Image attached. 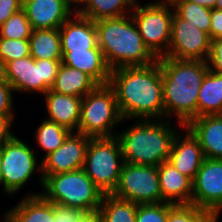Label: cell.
<instances>
[{"instance_id":"obj_8","label":"cell","mask_w":222,"mask_h":222,"mask_svg":"<svg viewBox=\"0 0 222 222\" xmlns=\"http://www.w3.org/2000/svg\"><path fill=\"white\" fill-rule=\"evenodd\" d=\"M124 163L121 145L116 136L90 139L83 170L103 194L113 193Z\"/></svg>"},{"instance_id":"obj_2","label":"cell","mask_w":222,"mask_h":222,"mask_svg":"<svg viewBox=\"0 0 222 222\" xmlns=\"http://www.w3.org/2000/svg\"><path fill=\"white\" fill-rule=\"evenodd\" d=\"M163 82L164 119L178 129L197 118L198 93L209 68L206 61L158 58Z\"/></svg>"},{"instance_id":"obj_22","label":"cell","mask_w":222,"mask_h":222,"mask_svg":"<svg viewBox=\"0 0 222 222\" xmlns=\"http://www.w3.org/2000/svg\"><path fill=\"white\" fill-rule=\"evenodd\" d=\"M6 222H52L54 203L41 194L24 195L13 207L2 213Z\"/></svg>"},{"instance_id":"obj_38","label":"cell","mask_w":222,"mask_h":222,"mask_svg":"<svg viewBox=\"0 0 222 222\" xmlns=\"http://www.w3.org/2000/svg\"><path fill=\"white\" fill-rule=\"evenodd\" d=\"M22 6L18 0H0V26L14 13L20 11Z\"/></svg>"},{"instance_id":"obj_11","label":"cell","mask_w":222,"mask_h":222,"mask_svg":"<svg viewBox=\"0 0 222 222\" xmlns=\"http://www.w3.org/2000/svg\"><path fill=\"white\" fill-rule=\"evenodd\" d=\"M112 195L138 205L162 203L158 166L125 162Z\"/></svg>"},{"instance_id":"obj_33","label":"cell","mask_w":222,"mask_h":222,"mask_svg":"<svg viewBox=\"0 0 222 222\" xmlns=\"http://www.w3.org/2000/svg\"><path fill=\"white\" fill-rule=\"evenodd\" d=\"M168 203L137 205L136 222H167Z\"/></svg>"},{"instance_id":"obj_25","label":"cell","mask_w":222,"mask_h":222,"mask_svg":"<svg viewBox=\"0 0 222 222\" xmlns=\"http://www.w3.org/2000/svg\"><path fill=\"white\" fill-rule=\"evenodd\" d=\"M197 117L222 114V75L208 71L198 93Z\"/></svg>"},{"instance_id":"obj_28","label":"cell","mask_w":222,"mask_h":222,"mask_svg":"<svg viewBox=\"0 0 222 222\" xmlns=\"http://www.w3.org/2000/svg\"><path fill=\"white\" fill-rule=\"evenodd\" d=\"M35 142L43 153L42 160L57 150L71 133L67 128L43 118L38 128H35Z\"/></svg>"},{"instance_id":"obj_47","label":"cell","mask_w":222,"mask_h":222,"mask_svg":"<svg viewBox=\"0 0 222 222\" xmlns=\"http://www.w3.org/2000/svg\"><path fill=\"white\" fill-rule=\"evenodd\" d=\"M156 1L161 2V3L173 4L176 0H156Z\"/></svg>"},{"instance_id":"obj_36","label":"cell","mask_w":222,"mask_h":222,"mask_svg":"<svg viewBox=\"0 0 222 222\" xmlns=\"http://www.w3.org/2000/svg\"><path fill=\"white\" fill-rule=\"evenodd\" d=\"M85 212L74 207L54 204L52 222H77Z\"/></svg>"},{"instance_id":"obj_45","label":"cell","mask_w":222,"mask_h":222,"mask_svg":"<svg viewBox=\"0 0 222 222\" xmlns=\"http://www.w3.org/2000/svg\"><path fill=\"white\" fill-rule=\"evenodd\" d=\"M0 187L3 188V177H2V168H1V153H0Z\"/></svg>"},{"instance_id":"obj_17","label":"cell","mask_w":222,"mask_h":222,"mask_svg":"<svg viewBox=\"0 0 222 222\" xmlns=\"http://www.w3.org/2000/svg\"><path fill=\"white\" fill-rule=\"evenodd\" d=\"M62 52L86 51L98 45L93 20L74 13L59 28Z\"/></svg>"},{"instance_id":"obj_3","label":"cell","mask_w":222,"mask_h":222,"mask_svg":"<svg viewBox=\"0 0 222 222\" xmlns=\"http://www.w3.org/2000/svg\"><path fill=\"white\" fill-rule=\"evenodd\" d=\"M94 23L98 46L111 70L146 66L158 60L144 44L131 14L103 18Z\"/></svg>"},{"instance_id":"obj_6","label":"cell","mask_w":222,"mask_h":222,"mask_svg":"<svg viewBox=\"0 0 222 222\" xmlns=\"http://www.w3.org/2000/svg\"><path fill=\"white\" fill-rule=\"evenodd\" d=\"M125 122L120 114L114 90L98 85L82 98L78 133L90 138H110L117 135L118 124Z\"/></svg>"},{"instance_id":"obj_14","label":"cell","mask_w":222,"mask_h":222,"mask_svg":"<svg viewBox=\"0 0 222 222\" xmlns=\"http://www.w3.org/2000/svg\"><path fill=\"white\" fill-rule=\"evenodd\" d=\"M90 139L84 134L71 132L57 150L41 160L43 180L49 175L83 169Z\"/></svg>"},{"instance_id":"obj_29","label":"cell","mask_w":222,"mask_h":222,"mask_svg":"<svg viewBox=\"0 0 222 222\" xmlns=\"http://www.w3.org/2000/svg\"><path fill=\"white\" fill-rule=\"evenodd\" d=\"M174 11L184 20L190 21L200 30L210 36L211 9L190 2L188 0H176L173 4Z\"/></svg>"},{"instance_id":"obj_37","label":"cell","mask_w":222,"mask_h":222,"mask_svg":"<svg viewBox=\"0 0 222 222\" xmlns=\"http://www.w3.org/2000/svg\"><path fill=\"white\" fill-rule=\"evenodd\" d=\"M17 114H0V148L7 141L12 139L15 134L12 132V125L15 124Z\"/></svg>"},{"instance_id":"obj_13","label":"cell","mask_w":222,"mask_h":222,"mask_svg":"<svg viewBox=\"0 0 222 222\" xmlns=\"http://www.w3.org/2000/svg\"><path fill=\"white\" fill-rule=\"evenodd\" d=\"M191 204L207 211L222 209V159H204L192 181Z\"/></svg>"},{"instance_id":"obj_32","label":"cell","mask_w":222,"mask_h":222,"mask_svg":"<svg viewBox=\"0 0 222 222\" xmlns=\"http://www.w3.org/2000/svg\"><path fill=\"white\" fill-rule=\"evenodd\" d=\"M207 210L195 205H173L168 203L167 222H197Z\"/></svg>"},{"instance_id":"obj_19","label":"cell","mask_w":222,"mask_h":222,"mask_svg":"<svg viewBox=\"0 0 222 222\" xmlns=\"http://www.w3.org/2000/svg\"><path fill=\"white\" fill-rule=\"evenodd\" d=\"M162 202L188 205L192 200V180L165 161L158 166Z\"/></svg>"},{"instance_id":"obj_49","label":"cell","mask_w":222,"mask_h":222,"mask_svg":"<svg viewBox=\"0 0 222 222\" xmlns=\"http://www.w3.org/2000/svg\"><path fill=\"white\" fill-rule=\"evenodd\" d=\"M0 215H1V214H0ZM0 218H2V219H0V222H6L4 216H3V217L0 216Z\"/></svg>"},{"instance_id":"obj_48","label":"cell","mask_w":222,"mask_h":222,"mask_svg":"<svg viewBox=\"0 0 222 222\" xmlns=\"http://www.w3.org/2000/svg\"><path fill=\"white\" fill-rule=\"evenodd\" d=\"M22 5H24L29 0H18Z\"/></svg>"},{"instance_id":"obj_9","label":"cell","mask_w":222,"mask_h":222,"mask_svg":"<svg viewBox=\"0 0 222 222\" xmlns=\"http://www.w3.org/2000/svg\"><path fill=\"white\" fill-rule=\"evenodd\" d=\"M142 4L140 0L137 2L131 16L150 52L157 59L164 57L171 42L174 7L156 0Z\"/></svg>"},{"instance_id":"obj_23","label":"cell","mask_w":222,"mask_h":222,"mask_svg":"<svg viewBox=\"0 0 222 222\" xmlns=\"http://www.w3.org/2000/svg\"><path fill=\"white\" fill-rule=\"evenodd\" d=\"M97 86L98 84L86 73L61 63L50 90L83 98Z\"/></svg>"},{"instance_id":"obj_1","label":"cell","mask_w":222,"mask_h":222,"mask_svg":"<svg viewBox=\"0 0 222 222\" xmlns=\"http://www.w3.org/2000/svg\"><path fill=\"white\" fill-rule=\"evenodd\" d=\"M108 85L114 90L123 120L164 119L163 82L159 60L146 66L111 70Z\"/></svg>"},{"instance_id":"obj_44","label":"cell","mask_w":222,"mask_h":222,"mask_svg":"<svg viewBox=\"0 0 222 222\" xmlns=\"http://www.w3.org/2000/svg\"><path fill=\"white\" fill-rule=\"evenodd\" d=\"M75 10L85 1V0H67Z\"/></svg>"},{"instance_id":"obj_42","label":"cell","mask_w":222,"mask_h":222,"mask_svg":"<svg viewBox=\"0 0 222 222\" xmlns=\"http://www.w3.org/2000/svg\"><path fill=\"white\" fill-rule=\"evenodd\" d=\"M8 82L7 64L0 58V83Z\"/></svg>"},{"instance_id":"obj_16","label":"cell","mask_w":222,"mask_h":222,"mask_svg":"<svg viewBox=\"0 0 222 222\" xmlns=\"http://www.w3.org/2000/svg\"><path fill=\"white\" fill-rule=\"evenodd\" d=\"M22 9L33 30L59 29L76 12L67 0H29Z\"/></svg>"},{"instance_id":"obj_18","label":"cell","mask_w":222,"mask_h":222,"mask_svg":"<svg viewBox=\"0 0 222 222\" xmlns=\"http://www.w3.org/2000/svg\"><path fill=\"white\" fill-rule=\"evenodd\" d=\"M44 96L45 119L56 122L71 132H78L82 98L48 90Z\"/></svg>"},{"instance_id":"obj_21","label":"cell","mask_w":222,"mask_h":222,"mask_svg":"<svg viewBox=\"0 0 222 222\" xmlns=\"http://www.w3.org/2000/svg\"><path fill=\"white\" fill-rule=\"evenodd\" d=\"M61 63L86 73L98 85H106L109 82L111 69L98 45L86 51L62 52Z\"/></svg>"},{"instance_id":"obj_5","label":"cell","mask_w":222,"mask_h":222,"mask_svg":"<svg viewBox=\"0 0 222 222\" xmlns=\"http://www.w3.org/2000/svg\"><path fill=\"white\" fill-rule=\"evenodd\" d=\"M38 194L54 204L74 207L84 212L98 210L104 196L83 169L49 175L43 180L40 191H30L25 195Z\"/></svg>"},{"instance_id":"obj_35","label":"cell","mask_w":222,"mask_h":222,"mask_svg":"<svg viewBox=\"0 0 222 222\" xmlns=\"http://www.w3.org/2000/svg\"><path fill=\"white\" fill-rule=\"evenodd\" d=\"M14 89L9 82L0 83V114H16Z\"/></svg>"},{"instance_id":"obj_46","label":"cell","mask_w":222,"mask_h":222,"mask_svg":"<svg viewBox=\"0 0 222 222\" xmlns=\"http://www.w3.org/2000/svg\"><path fill=\"white\" fill-rule=\"evenodd\" d=\"M215 8L222 10V0H216Z\"/></svg>"},{"instance_id":"obj_12","label":"cell","mask_w":222,"mask_h":222,"mask_svg":"<svg viewBox=\"0 0 222 222\" xmlns=\"http://www.w3.org/2000/svg\"><path fill=\"white\" fill-rule=\"evenodd\" d=\"M211 38L190 21L182 19L175 11L172 17L171 42L164 57L207 61Z\"/></svg>"},{"instance_id":"obj_10","label":"cell","mask_w":222,"mask_h":222,"mask_svg":"<svg viewBox=\"0 0 222 222\" xmlns=\"http://www.w3.org/2000/svg\"><path fill=\"white\" fill-rule=\"evenodd\" d=\"M62 60H35L31 56L7 63L8 82L14 92L44 95L53 85Z\"/></svg>"},{"instance_id":"obj_43","label":"cell","mask_w":222,"mask_h":222,"mask_svg":"<svg viewBox=\"0 0 222 222\" xmlns=\"http://www.w3.org/2000/svg\"><path fill=\"white\" fill-rule=\"evenodd\" d=\"M188 1L210 8V9H214L215 3H216V0H188Z\"/></svg>"},{"instance_id":"obj_31","label":"cell","mask_w":222,"mask_h":222,"mask_svg":"<svg viewBox=\"0 0 222 222\" xmlns=\"http://www.w3.org/2000/svg\"><path fill=\"white\" fill-rule=\"evenodd\" d=\"M30 56L29 39L0 38V58L10 61Z\"/></svg>"},{"instance_id":"obj_30","label":"cell","mask_w":222,"mask_h":222,"mask_svg":"<svg viewBox=\"0 0 222 222\" xmlns=\"http://www.w3.org/2000/svg\"><path fill=\"white\" fill-rule=\"evenodd\" d=\"M32 30L25 11L21 9L0 26V38L29 39Z\"/></svg>"},{"instance_id":"obj_27","label":"cell","mask_w":222,"mask_h":222,"mask_svg":"<svg viewBox=\"0 0 222 222\" xmlns=\"http://www.w3.org/2000/svg\"><path fill=\"white\" fill-rule=\"evenodd\" d=\"M137 205L112 194H104L98 211L102 222H136Z\"/></svg>"},{"instance_id":"obj_26","label":"cell","mask_w":222,"mask_h":222,"mask_svg":"<svg viewBox=\"0 0 222 222\" xmlns=\"http://www.w3.org/2000/svg\"><path fill=\"white\" fill-rule=\"evenodd\" d=\"M30 56L35 60H62L59 29L32 30L29 37Z\"/></svg>"},{"instance_id":"obj_15","label":"cell","mask_w":222,"mask_h":222,"mask_svg":"<svg viewBox=\"0 0 222 222\" xmlns=\"http://www.w3.org/2000/svg\"><path fill=\"white\" fill-rule=\"evenodd\" d=\"M181 130L173 140L168 162L193 181L205 156L198 139L192 132L186 126Z\"/></svg>"},{"instance_id":"obj_20","label":"cell","mask_w":222,"mask_h":222,"mask_svg":"<svg viewBox=\"0 0 222 222\" xmlns=\"http://www.w3.org/2000/svg\"><path fill=\"white\" fill-rule=\"evenodd\" d=\"M186 127L198 139L205 158L222 159V114L197 117Z\"/></svg>"},{"instance_id":"obj_39","label":"cell","mask_w":222,"mask_h":222,"mask_svg":"<svg viewBox=\"0 0 222 222\" xmlns=\"http://www.w3.org/2000/svg\"><path fill=\"white\" fill-rule=\"evenodd\" d=\"M211 26H210V38L218 39L222 38V10L211 9Z\"/></svg>"},{"instance_id":"obj_24","label":"cell","mask_w":222,"mask_h":222,"mask_svg":"<svg viewBox=\"0 0 222 222\" xmlns=\"http://www.w3.org/2000/svg\"><path fill=\"white\" fill-rule=\"evenodd\" d=\"M139 0H85L76 13L93 21L130 15Z\"/></svg>"},{"instance_id":"obj_34","label":"cell","mask_w":222,"mask_h":222,"mask_svg":"<svg viewBox=\"0 0 222 222\" xmlns=\"http://www.w3.org/2000/svg\"><path fill=\"white\" fill-rule=\"evenodd\" d=\"M210 71L222 75V38L212 39L207 59Z\"/></svg>"},{"instance_id":"obj_4","label":"cell","mask_w":222,"mask_h":222,"mask_svg":"<svg viewBox=\"0 0 222 222\" xmlns=\"http://www.w3.org/2000/svg\"><path fill=\"white\" fill-rule=\"evenodd\" d=\"M135 121V122H133ZM128 128L118 130L124 161L129 164L159 166L168 161L177 125L168 119L132 120Z\"/></svg>"},{"instance_id":"obj_40","label":"cell","mask_w":222,"mask_h":222,"mask_svg":"<svg viewBox=\"0 0 222 222\" xmlns=\"http://www.w3.org/2000/svg\"><path fill=\"white\" fill-rule=\"evenodd\" d=\"M77 222H102L101 215L98 210L85 212Z\"/></svg>"},{"instance_id":"obj_7","label":"cell","mask_w":222,"mask_h":222,"mask_svg":"<svg viewBox=\"0 0 222 222\" xmlns=\"http://www.w3.org/2000/svg\"><path fill=\"white\" fill-rule=\"evenodd\" d=\"M28 143L15 135L0 148L3 177L1 191L7 196L13 197L23 190L24 185L26 186L36 173L39 176L36 183L39 184V188L43 186L41 159L38 160L36 150Z\"/></svg>"},{"instance_id":"obj_41","label":"cell","mask_w":222,"mask_h":222,"mask_svg":"<svg viewBox=\"0 0 222 222\" xmlns=\"http://www.w3.org/2000/svg\"><path fill=\"white\" fill-rule=\"evenodd\" d=\"M220 216L219 211H207L197 222H218Z\"/></svg>"}]
</instances>
